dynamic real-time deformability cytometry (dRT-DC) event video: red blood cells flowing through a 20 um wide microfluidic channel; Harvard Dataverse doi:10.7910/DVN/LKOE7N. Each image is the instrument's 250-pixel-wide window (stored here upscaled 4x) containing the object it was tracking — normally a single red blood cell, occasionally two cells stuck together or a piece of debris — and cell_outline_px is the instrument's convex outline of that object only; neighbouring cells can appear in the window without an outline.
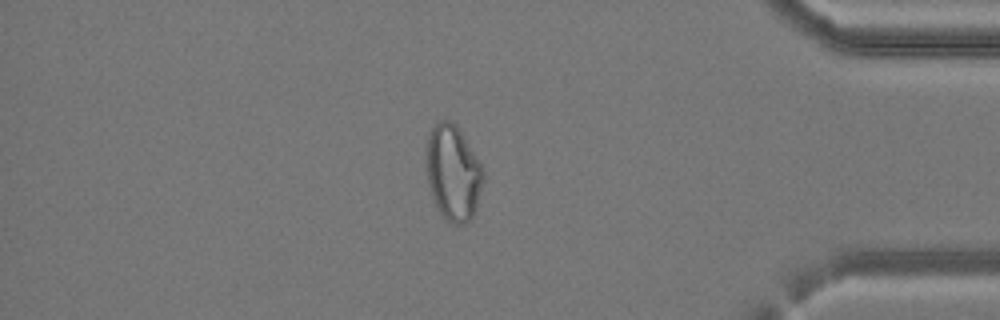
{"species": "common noctule bat (a hibernating species)", "species_latin": "Nyctalus noctula", "temperature_condition": "cold", "stored_images_in_passage": 40, "camera_frame_rate_fps": 3000, "um_per_image_px": 0.085, "animal": {"sex": "female", "body_mass_g": 24.6, "forearm_length_mm": 56.2}, "frame": {"image": 1, "passage_image": 34, "time_ms": 11.0, "image_size_px": [1000, 320], "cell_outline_px": [[484, 180], [476, 208], [472, 220], [464, 224], [452, 224], [440, 212], [432, 196], [428, 184], [428, 136], [432, 128], [440, 120], [452, 120], [456, 124], [480, 164], [484, 172]], "centroid_in_image_um": [38.54, 14.72], "position_along_channel_um": 396.7, "area_um2": 31.1}}